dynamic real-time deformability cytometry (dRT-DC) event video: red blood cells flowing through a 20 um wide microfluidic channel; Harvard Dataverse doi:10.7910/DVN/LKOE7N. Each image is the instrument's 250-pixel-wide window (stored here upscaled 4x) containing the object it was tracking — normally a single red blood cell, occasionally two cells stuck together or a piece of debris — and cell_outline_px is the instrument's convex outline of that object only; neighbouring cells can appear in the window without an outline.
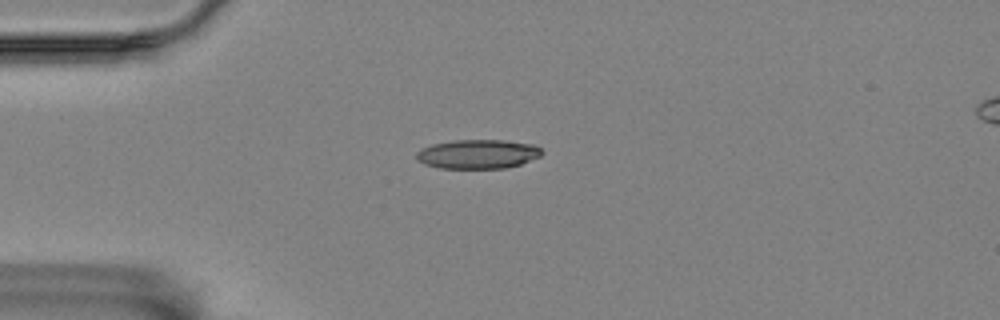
{"species": "Egyptian fruit bat (a non-hibernating species)", "species_latin": "Rousettus aegyptiacus", "temperature_condition": "room temperature", "stored_images_in_passage": 1, "camera_frame_rate_fps": 3000, "um_per_image_px": 0.085, "animal": {"sex": "female"}, "frame": {"image": 1, "passage_image": 1, "time_ms": 0.0, "image_size_px": [1000, 320], "cell_outline_px": [[544, 152], [540, 156], [520, 164], [504, 168], [440, 168], [424, 164], [416, 160], [416, 152], [420, 148], [432, 144], [452, 140], [504, 140], [532, 144], [540, 148]], "centroid_in_image_um": [40.57, 13.09], "position_along_channel_um": 44.4, "area_um2": 21.39}}